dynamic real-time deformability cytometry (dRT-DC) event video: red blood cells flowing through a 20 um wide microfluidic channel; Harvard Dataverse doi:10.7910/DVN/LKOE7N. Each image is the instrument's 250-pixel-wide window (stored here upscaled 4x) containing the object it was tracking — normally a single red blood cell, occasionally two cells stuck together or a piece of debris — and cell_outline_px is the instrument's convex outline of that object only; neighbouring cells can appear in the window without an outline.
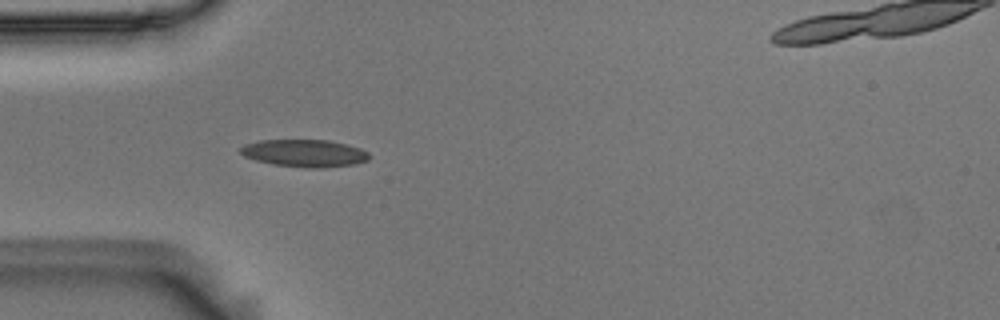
{"species": "Egyptian fruit bat (a non-hibernating species)", "species_latin": "Rousettus aegyptiacus", "temperature_condition": "room temperature", "stored_images_in_passage": 40, "segment_of_instrument_passage": [1, 2], "camera_frame_rate_fps": 3000, "um_per_image_px": 0.085, "animal": {"sex": "male"}, "frame": {"image": 1, "passage_image": 1, "time_ms": 0.0, "image_size_px": [1000, 320], "cell_outline_px": [[372, 156], [368, 160], [356, 164], [324, 168], [304, 168], [272, 164], [256, 160], [244, 156], [240, 152], [240, 148], [244, 144], [260, 140], [328, 140], [360, 148], [368, 152]], "centroid_in_image_um": [25.9, 13.03], "position_along_channel_um": 59.1, "area_um2": 20.69}}
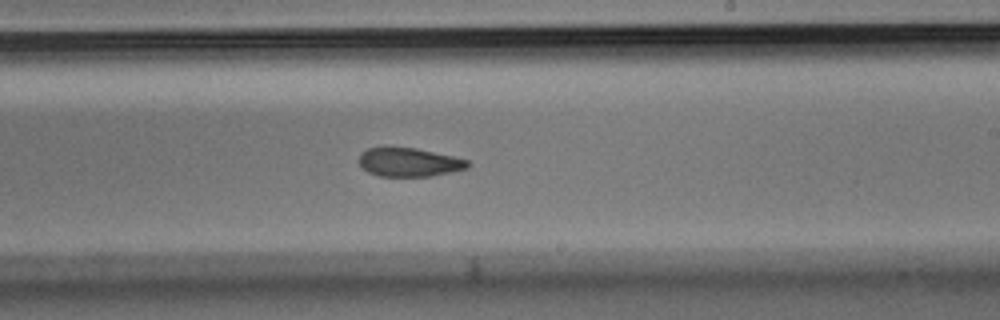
{"frame": {"image": 2, "passage_image": 17, "time_ms": 5.333, "image_size_px": [1000, 320], "cell_outline_px": [[472, 164], [468, 168], [452, 172], [432, 176], [380, 176], [368, 172], [360, 164], [360, 152], [368, 148], [416, 148], [452, 156], [468, 160]], "centroid_in_image_um": [34.82, 13.8], "position_along_channel_um": 254.2, "area_um2": 18.03}}
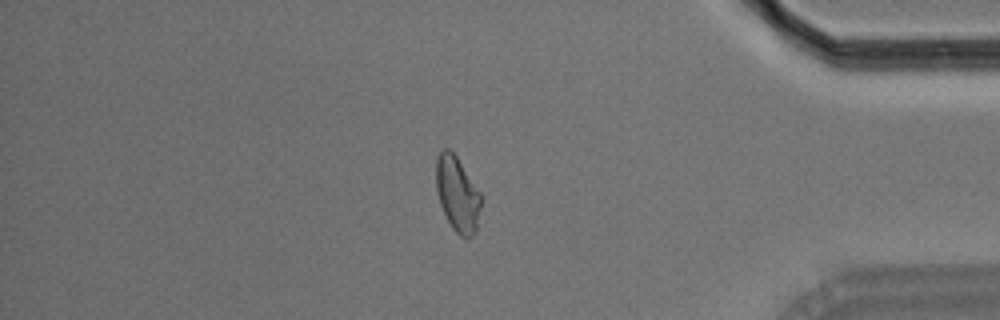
{"frame": {"image": 3, "passage_image": 31, "time_ms": 10.0, "image_size_px": [1000, 320], "cell_outline_px": [[480, 208], [476, 228], [472, 236], [460, 236], [452, 228], [440, 204], [436, 188], [436, 160], [440, 152], [444, 148], [448, 148], [456, 156], [480, 192]], "centroid_in_image_um": [38.86, 16.48], "position_along_channel_um": 396.3, "area_um2": 19.19}}